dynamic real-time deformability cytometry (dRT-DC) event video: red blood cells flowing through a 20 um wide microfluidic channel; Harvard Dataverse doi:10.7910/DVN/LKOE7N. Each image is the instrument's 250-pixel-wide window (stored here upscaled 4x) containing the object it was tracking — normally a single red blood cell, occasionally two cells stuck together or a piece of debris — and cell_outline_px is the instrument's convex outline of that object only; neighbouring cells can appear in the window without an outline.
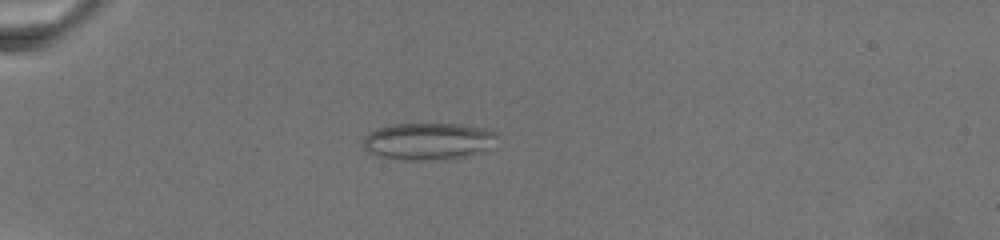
{"species": "common noctule bat (a hibernating species)", "species_latin": "Nyctalus noctula", "temperature_condition": "warm", "stored_images_in_passage": 48, "camera_frame_rate_fps": 3000, "um_per_image_px": 0.085, "animal": {"sex": "female", "body_mass_g": 19.5, "forearm_length_mm": 54.1}, "frame": {"image": 1, "passage_image": 17, "time_ms": 7.333, "image_size_px": [1000, 240], "cell_outline_px": [[496, 148], [464, 156], [436, 160], [404, 160], [380, 156], [364, 148], [364, 136], [380, 128], [392, 124], [460, 124], [484, 128], [496, 132]], "centroid_in_image_um": [36.48, 12.01], "position_along_channel_um": 48.5, "area_um2": 28.84}}
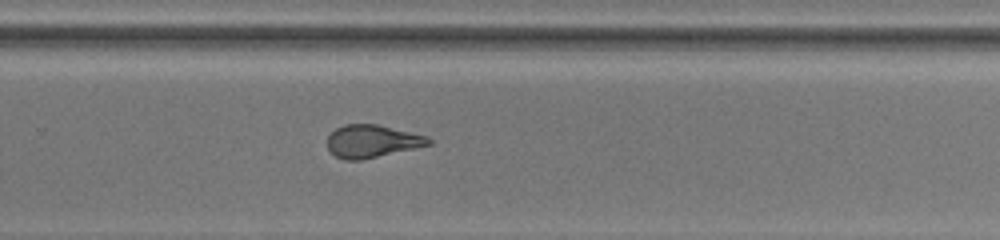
{"frame": {"image": 2, "passage_image": 34, "time_ms": 17.333, "image_size_px": [1000, 240], "cell_outline_px": [[432, 144], [416, 148], [360, 160], [344, 160], [336, 156], [328, 148], [328, 136], [336, 128], [344, 124], [376, 124], [428, 136], [432, 140]], "centroid_in_image_um": [31.64, 12.0], "position_along_channel_um": 298.2, "area_um2": 19.19}}
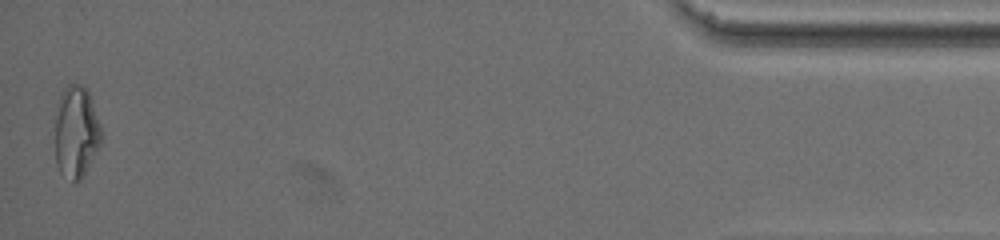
{"frame": {"image": 3, "passage_image": 47, "time_ms": 24.667, "image_size_px": [1000, 240], "cell_outline_px": [[100, 144], [84, 176], [76, 184], [72, 184], [60, 172], [56, 164], [56, 104], [64, 88], [68, 84], [84, 84], [88, 92], [100, 124]], "centroid_in_image_um": [6.45, 11.25], "position_along_channel_um": 428.7, "area_um2": 24.85}}